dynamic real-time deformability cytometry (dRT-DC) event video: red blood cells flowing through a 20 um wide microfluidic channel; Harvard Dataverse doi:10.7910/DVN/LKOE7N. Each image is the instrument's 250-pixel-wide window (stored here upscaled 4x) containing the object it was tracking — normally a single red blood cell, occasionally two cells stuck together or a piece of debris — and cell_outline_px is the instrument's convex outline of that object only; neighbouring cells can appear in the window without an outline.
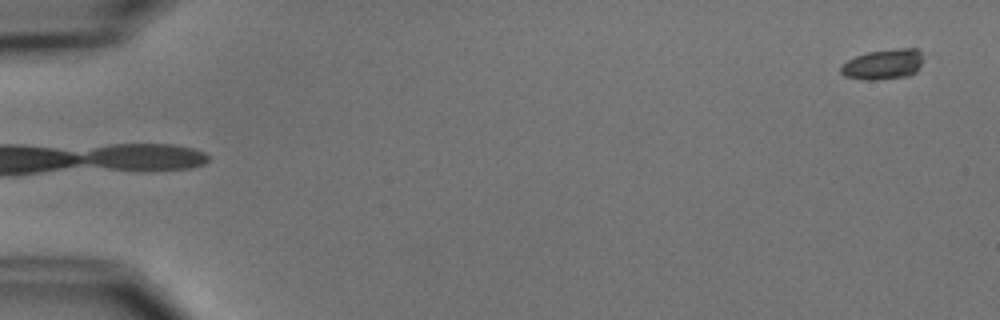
{"species": "common noctule bat (a hibernating species)", "species_latin": "Nyctalus noctula", "temperature_condition": "cold", "stored_images_in_passage": 6, "segment_of_instrument_passage": [2, 2], "camera_frame_rate_fps": 3000, "um_per_image_px": 0.085, "animal": {"sex": "male", "body_mass_g": 15.6}, "frame": {"image": 1, "passage_image": 6, "time_ms": 6.0, "image_size_px": [1000, 320], "cell_outline_px": [[920, 64], [916, 72], [908, 76], [876, 80], [868, 80], [844, 76], [840, 72], [840, 64], [856, 56], [868, 52], [896, 48], [916, 48], [920, 52]], "centroid_in_image_um": [75.02, 5.47], "position_along_channel_um": 10.0, "area_um2": 14.45}}